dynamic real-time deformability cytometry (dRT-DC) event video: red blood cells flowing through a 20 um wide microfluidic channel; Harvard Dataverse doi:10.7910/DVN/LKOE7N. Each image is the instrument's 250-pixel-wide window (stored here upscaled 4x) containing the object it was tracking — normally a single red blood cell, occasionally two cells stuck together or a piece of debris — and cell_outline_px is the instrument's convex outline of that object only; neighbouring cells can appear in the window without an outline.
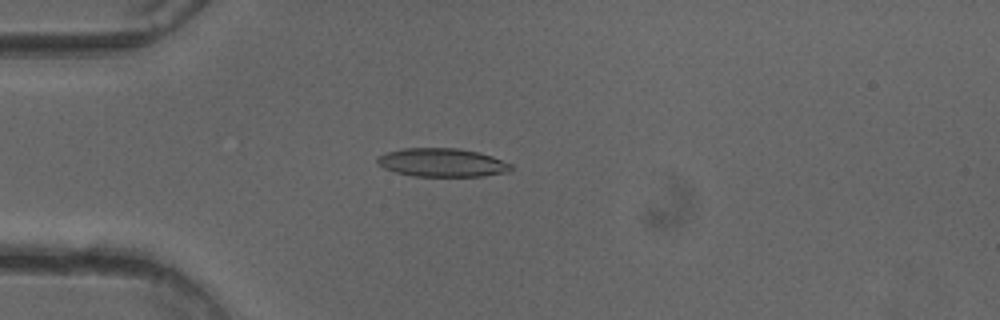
{"species": "common noctule bat (a hibernating species)", "species_latin": "Nyctalus noctula", "temperature_condition": "cold", "stored_images_in_passage": 44, "camera_frame_rate_fps": 3000, "um_per_image_px": 0.085, "animal": {"sex": "female"}, "frame": {"image": 1, "passage_image": 7, "time_ms": 2.0, "image_size_px": [1000, 320], "cell_outline_px": [[512, 168], [508, 172], [484, 176], [412, 176], [396, 172], [384, 168], [376, 164], [376, 156], [400, 148], [460, 148], [492, 156], [512, 164]], "centroid_in_image_um": [37.55, 13.81], "position_along_channel_um": 47.5, "area_um2": 22.31}}
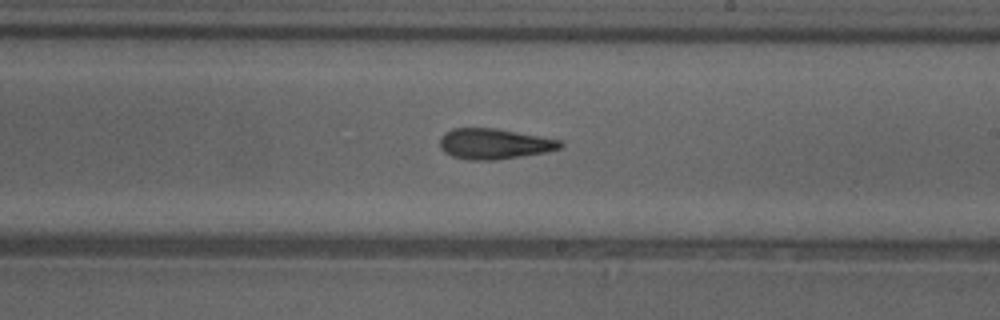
{"frame": {"image": 2, "passage_image": 23, "time_ms": 7.333, "image_size_px": [1000, 320], "cell_outline_px": [[564, 144], [560, 148], [544, 152], [496, 160], [472, 160], [452, 156], [444, 152], [440, 148], [440, 136], [444, 132], [452, 128], [496, 128], [560, 140]], "centroid_in_image_um": [41.96, 12.22], "position_along_channel_um": 247.0, "area_um2": 21.33}}
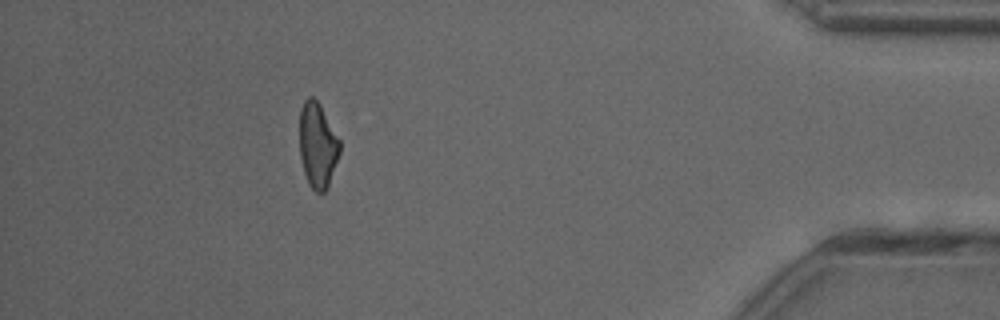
{"frame": {"image": 3, "passage_image": 39, "time_ms": 12.667, "image_size_px": [1000, 320], "cell_outline_px": [[340, 152], [328, 184], [324, 192], [316, 192], [308, 184], [304, 172], [300, 156], [300, 108], [304, 100], [308, 96], [312, 96], [320, 104], [340, 140]], "centroid_in_image_um": [26.98, 12.31], "position_along_channel_um": 408.2, "area_um2": 19.83}, "authors_computed_cell_mechanics": {"area_um2": 21.3282, "velocity_mm_per_s": 4.0385, "shape_relaxation_time_tau1_ms": 6.571, "shape_relaxation_time_tau2_ms": 3.0602, "deformation_change_tau1": 0.1946, "deformation_change_tau2": 0.1341}}